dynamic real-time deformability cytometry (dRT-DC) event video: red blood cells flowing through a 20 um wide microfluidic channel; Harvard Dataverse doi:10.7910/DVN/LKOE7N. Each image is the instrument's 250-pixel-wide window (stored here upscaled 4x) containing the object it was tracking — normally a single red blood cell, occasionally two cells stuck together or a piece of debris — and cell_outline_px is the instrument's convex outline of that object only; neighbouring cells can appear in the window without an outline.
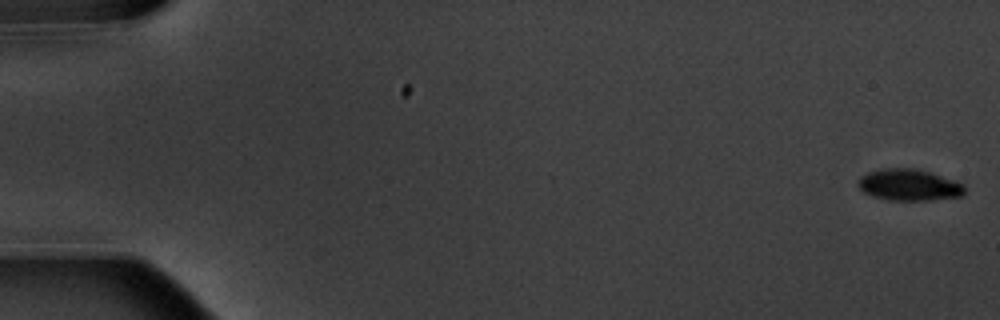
{"species": "common noctule bat (a hibernating species)", "species_latin": "Nyctalus noctula", "temperature_condition": "warm", "stored_images_in_passage": 8, "camera_frame_rate_fps": 3000, "um_per_image_px": 0.085, "animal": {"sex": "male", "body_mass_g": 20.1, "forearm_length_mm": 53.5}, "frame": {"image": 1, "passage_image": 1, "time_ms": 0.0, "image_size_px": [1000, 320], "cell_outline_px": [[964, 196], [932, 200], [888, 200], [872, 196], [864, 192], [860, 188], [860, 176], [868, 172], [884, 168], [916, 168], [932, 172], [964, 184]], "centroid_in_image_um": [77.31, 15.72], "position_along_channel_um": 7.7, "area_um2": 19.59}}